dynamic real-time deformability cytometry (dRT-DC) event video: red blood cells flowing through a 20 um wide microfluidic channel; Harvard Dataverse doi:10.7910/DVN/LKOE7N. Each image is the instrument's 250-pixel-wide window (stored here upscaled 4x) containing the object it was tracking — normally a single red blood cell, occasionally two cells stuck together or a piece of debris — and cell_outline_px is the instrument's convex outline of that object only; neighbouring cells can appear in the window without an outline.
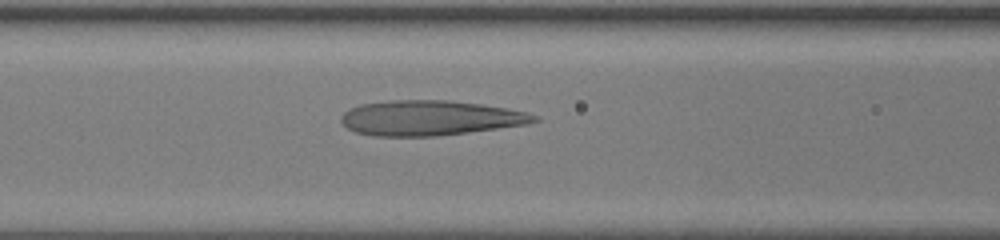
{"species": "human", "species_latin": "Homo sapiens", "temperature_condition": "room temperature", "stored_images_in_passage": 45, "camera_frame_rate_fps": 3000, "um_per_image_px": 0.085, "donor": {"sex": "female"}, "frame": {"image": 1, "passage_image": 20, "time_ms": 6.333, "image_size_px": [1000, 240], "cell_outline_px": [[540, 120], [524, 124], [468, 132], [436, 136], [372, 136], [356, 132], [348, 128], [340, 120], [340, 116], [348, 108], [360, 104], [392, 100], [448, 100], [480, 104], [508, 108], [540, 116]], "centroid_in_image_um": [36.51, 10.02], "position_along_channel_um": 130.1, "area_um2": 39.3}}
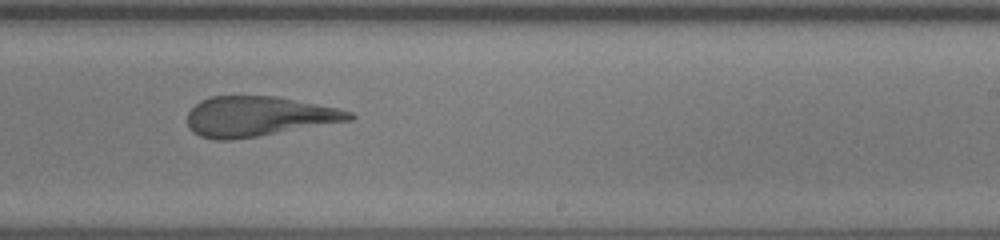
{"frame": {"image": 2, "passage_image": 29, "time_ms": 9.333, "image_size_px": [1000, 240], "cell_outline_px": [[356, 116], [352, 120], [232, 140], [216, 140], [200, 136], [192, 132], [188, 128], [188, 112], [200, 100], [212, 96], [276, 96], [340, 108], [352, 112]], "centroid_in_image_um": [21.96, 9.89], "position_along_channel_um": 267.0, "area_um2": 37.69}}
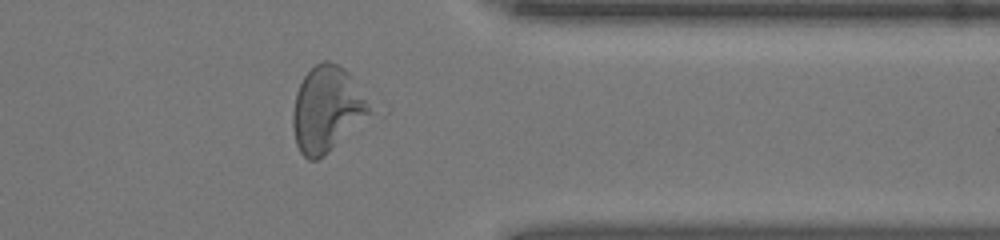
{"frame": {"image": 3, "passage_image": 37, "time_ms": 12.0, "image_size_px": [1000, 240], "cell_outline_px": [[372, 112], [328, 152], [316, 160], [308, 160], [300, 152], [296, 144], [292, 128], [292, 112], [296, 92], [304, 76], [320, 60], [328, 60], [344, 68], [348, 72], [372, 108]], "centroid_in_image_um": [27.74, 9.28], "position_along_channel_um": 383.7, "area_um2": 37.8}}